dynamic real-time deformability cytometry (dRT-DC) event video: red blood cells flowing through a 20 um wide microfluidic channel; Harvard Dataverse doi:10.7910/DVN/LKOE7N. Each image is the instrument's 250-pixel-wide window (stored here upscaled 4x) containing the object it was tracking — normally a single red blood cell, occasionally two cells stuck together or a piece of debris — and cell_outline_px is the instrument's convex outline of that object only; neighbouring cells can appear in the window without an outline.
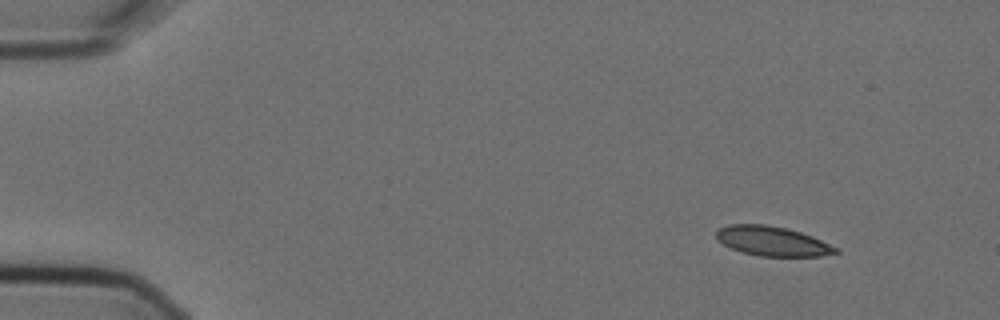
{"species": "Egyptian fruit bat (a non-hibernating species)", "species_latin": "Rousettus aegyptiacus", "temperature_condition": "cold", "stored_images_in_passage": 4, "camera_frame_rate_fps": 3000, "um_per_image_px": 0.085, "animal": {"sex": "female"}, "frame": {"image": 1, "passage_image": 1, "time_ms": 0.0, "image_size_px": [1000, 320], "cell_outline_px": [[840, 252], [820, 256], [760, 256], [744, 252], [732, 248], [716, 240], [716, 232], [720, 228], [728, 224], [768, 224], [788, 228], [812, 236], [840, 248]], "centroid_in_image_um": [65.68, 20.49], "position_along_channel_um": 19.3, "area_um2": 20.63}}
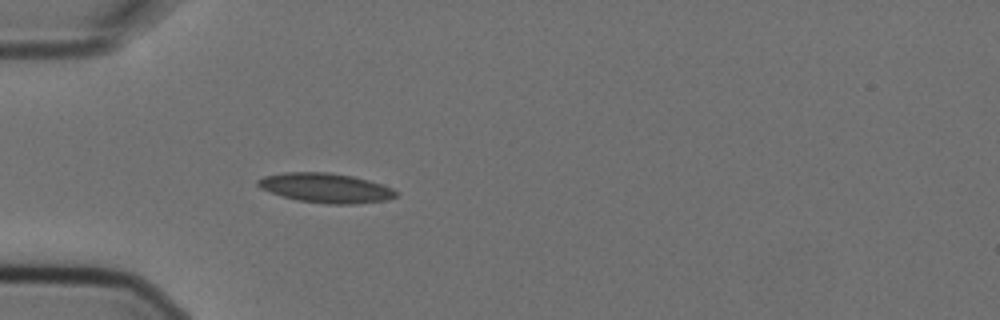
{"frame": {"image": 2, "passage_image": 4, "time_ms": 1.0, "image_size_px": [1000, 320], "cell_outline_px": [[396, 196], [388, 200], [352, 204], [328, 204], [296, 200], [260, 188], [256, 184], [256, 180], [264, 176], [284, 172], [328, 172], [352, 176], [368, 180], [392, 188], [396, 192]], "centroid_in_image_um": [27.67, 15.97], "position_along_channel_um": 57.3, "area_um2": 23.64}}